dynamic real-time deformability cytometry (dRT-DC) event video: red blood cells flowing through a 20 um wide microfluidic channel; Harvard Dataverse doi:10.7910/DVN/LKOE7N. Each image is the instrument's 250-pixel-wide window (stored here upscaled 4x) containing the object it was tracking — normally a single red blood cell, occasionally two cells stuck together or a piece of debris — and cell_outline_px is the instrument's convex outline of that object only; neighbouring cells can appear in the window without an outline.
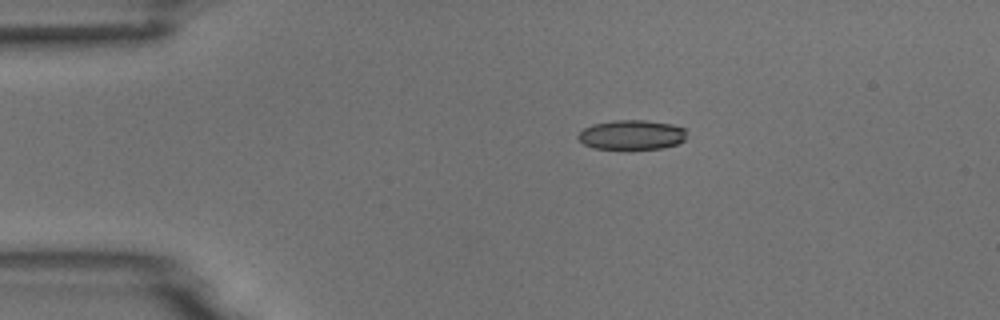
{"species": "common noctule bat (a hibernating species)", "species_latin": "Nyctalus noctula", "temperature_condition": "room temperature", "stored_images_in_passage": 4, "camera_frame_rate_fps": 3000, "um_per_image_px": 0.085, "animal": {"sex": "male", "body_mass_g": 18.8}, "frame": {"image": 1, "passage_image": 1, "time_ms": 0.0, "image_size_px": [1000, 320], "cell_outline_px": [[684, 140], [676, 144], [664, 148], [624, 152], [592, 148], [584, 144], [576, 136], [584, 128], [592, 124], [612, 120], [644, 120], [672, 124], [684, 128]], "centroid_in_image_um": [53.64, 11.51], "position_along_channel_um": 31.4, "area_um2": 19.54}}
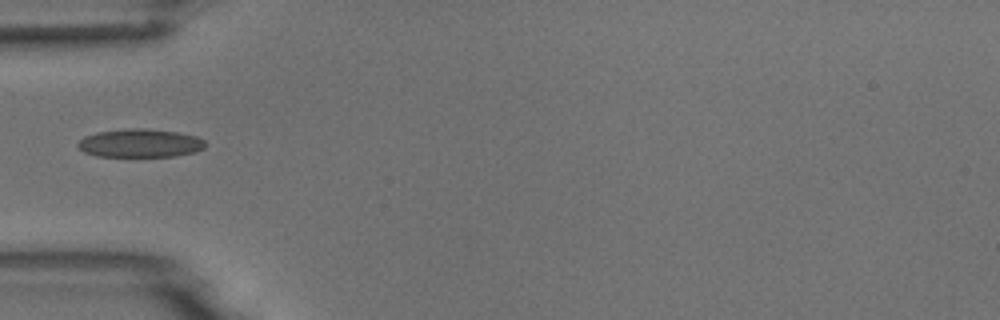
{"frame": {"image": 2, "passage_image": 3, "time_ms": 2.333, "image_size_px": [1000, 320], "cell_outline_px": [[208, 144], [204, 148], [196, 152], [176, 156], [96, 156], [84, 152], [76, 144], [84, 136], [96, 132], [132, 128], [144, 128], [176, 132], [196, 136], [204, 140]], "centroid_in_image_um": [11.93, 12.17], "position_along_channel_um": 73.1, "area_um2": 21.1}}